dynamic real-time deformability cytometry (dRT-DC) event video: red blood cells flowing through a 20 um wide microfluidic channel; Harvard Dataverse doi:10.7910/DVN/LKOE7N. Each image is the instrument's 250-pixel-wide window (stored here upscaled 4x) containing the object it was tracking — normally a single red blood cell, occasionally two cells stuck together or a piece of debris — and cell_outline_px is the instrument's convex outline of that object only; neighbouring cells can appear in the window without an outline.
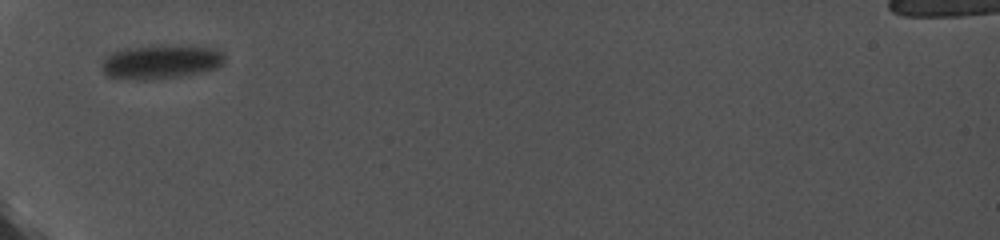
{"species": "common noctule bat (a hibernating species)", "species_latin": "Nyctalus noctula", "temperature_condition": "cold", "stored_images_in_passage": 10, "camera_frame_rate_fps": 5000, "um_per_image_px": 0.085, "animal": {"sex": "female", "body_mass_g": 19.0, "forearm_length_mm": 56.7}, "frame": {"image": 1, "passage_image": 1, "time_ms": 0.0, "image_size_px": [1000, 240], "cell_outline_px": [[224, 64], [216, 68], [200, 72], [180, 76], [152, 80], [124, 80], [108, 76], [104, 72], [100, 64], [104, 56], [112, 52], [124, 48], [176, 44], [212, 48], [220, 52], [224, 56]], "centroid_in_image_um": [13.61, 5.26], "position_along_channel_um": 71.4, "area_um2": 24.8}}
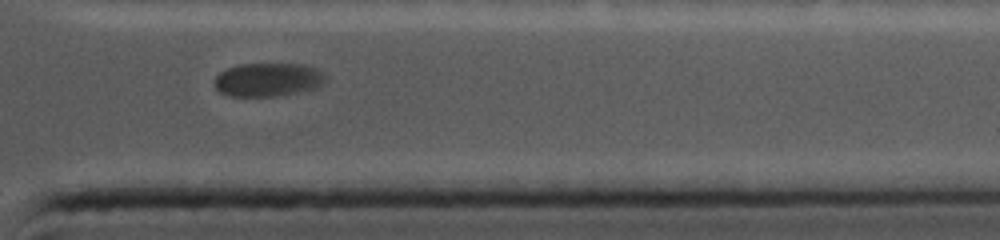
{"frame": {"image": 2, "passage_image": 9, "time_ms": 1.6, "image_size_px": [1000, 240], "cell_outline_px": [[324, 84], [316, 88], [276, 96], [228, 96], [220, 92], [216, 88], [216, 76], [220, 72], [228, 68], [240, 64], [304, 64], [316, 68], [324, 72]], "centroid_in_image_um": [22.8, 6.77], "position_along_channel_um": 388.6, "area_um2": 21.62}}
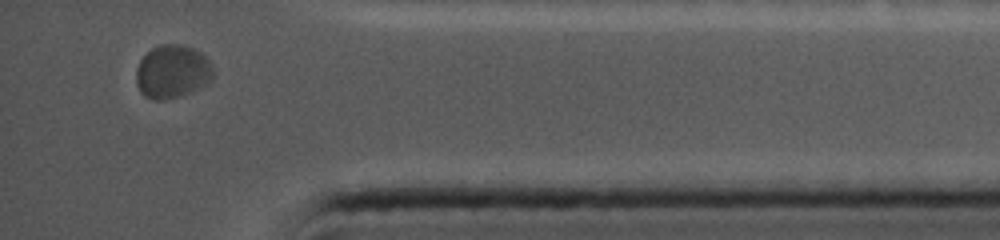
{"frame": {"image": 3, "passage_image": 10, "time_ms": 1.8, "image_size_px": [1000, 240], "cell_outline_px": [[212, 76], [204, 84], [196, 88], [176, 96], [160, 100], [156, 100], [144, 96], [140, 92], [136, 84], [136, 68], [140, 60], [152, 48], [160, 44], [180, 44], [192, 48], [200, 52], [212, 64]], "centroid_in_image_um": [14.59, 6.06], "position_along_channel_um": 420.6, "area_um2": 23.41}}